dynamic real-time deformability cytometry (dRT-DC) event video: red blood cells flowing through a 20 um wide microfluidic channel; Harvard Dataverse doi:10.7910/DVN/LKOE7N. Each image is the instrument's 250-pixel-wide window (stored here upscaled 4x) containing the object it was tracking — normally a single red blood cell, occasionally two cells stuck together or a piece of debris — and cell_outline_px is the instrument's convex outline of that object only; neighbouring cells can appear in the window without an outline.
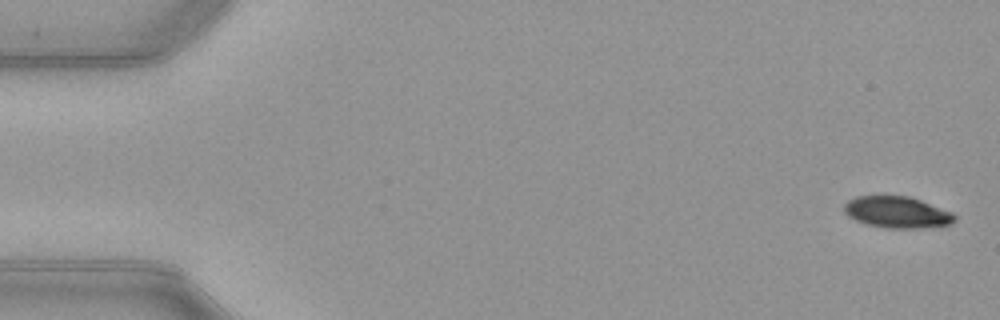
{"species": "common noctule bat (a hibernating species)", "species_latin": "Nyctalus noctula", "temperature_condition": "warm", "stored_images_in_passage": 52, "camera_frame_rate_fps": 3000, "um_per_image_px": 0.085, "animal": {"sex": "female", "body_mass_g": 21.9}, "frame": {"image": 1, "passage_image": 2, "time_ms": 0.333, "image_size_px": [1000, 320], "cell_outline_px": [[956, 220], [948, 224], [920, 228], [888, 228], [868, 224], [856, 220], [848, 216], [844, 212], [844, 204], [848, 200], [856, 196], [908, 196], [920, 200], [952, 212], [956, 216]], "centroid_in_image_um": [76.23, 18.03], "position_along_channel_um": 8.8, "area_um2": 20.06}}
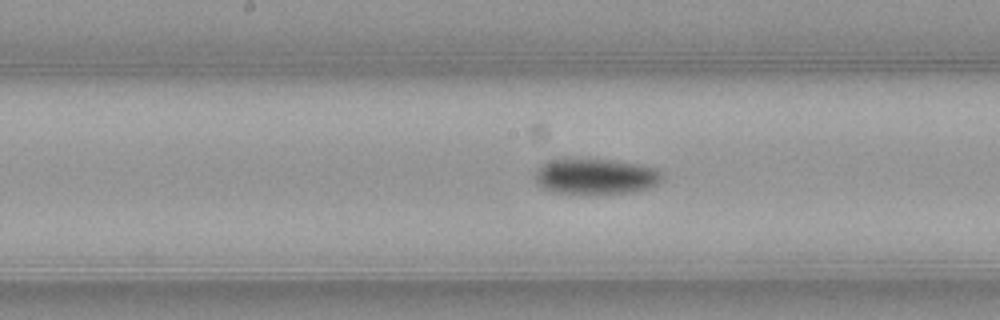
{"frame": {"image": 2, "passage_image": 27, "time_ms": 8.667, "image_size_px": [1000, 320], "cell_outline_px": [[664, 180], [648, 188], [632, 192], [588, 196], [552, 192], [536, 184], [532, 176], [536, 168], [540, 164], [548, 160], [616, 160], [660, 168], [664, 172]], "centroid_in_image_um": [50.63, 15.03], "position_along_channel_um": 197.6, "area_um2": 27.51}}
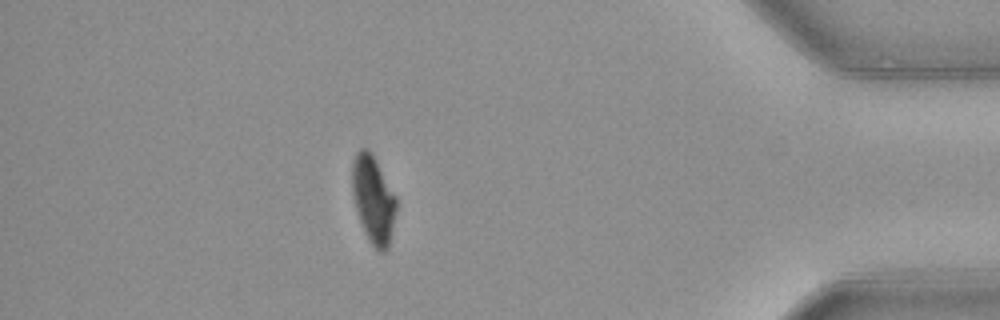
{"frame": {"image": 3, "passage_image": 46, "time_ms": 15.0, "image_size_px": [1000, 320], "cell_outline_px": [[396, 212], [388, 248], [384, 252], [380, 252], [372, 244], [364, 232], [356, 208], [352, 192], [352, 160], [356, 152], [360, 148], [368, 148], [372, 152], [396, 196]], "centroid_in_image_um": [31.72, 16.91], "position_along_channel_um": 403.5, "area_um2": 22.48}, "authors_computed_cell_mechanics": {"area_um2": 23.6691, "velocity_mm_per_s": 3.9822, "shape_relaxation_time_tau1_ms": 3.2757, "shape_relaxation_time_tau2_ms": null, "deformation_change_tau1": 0.1283, "deformation_change_tau2": null}}